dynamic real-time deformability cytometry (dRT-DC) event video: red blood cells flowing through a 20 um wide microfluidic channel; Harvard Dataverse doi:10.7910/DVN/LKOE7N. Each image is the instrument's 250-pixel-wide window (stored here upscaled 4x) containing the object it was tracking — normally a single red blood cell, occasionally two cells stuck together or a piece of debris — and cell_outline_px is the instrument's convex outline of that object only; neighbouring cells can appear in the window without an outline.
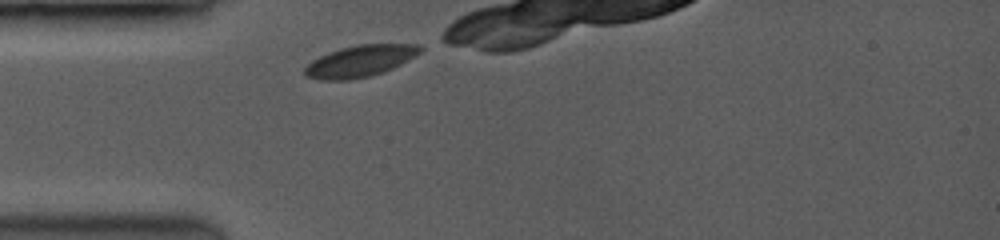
{"species": "common noctule bat (a hibernating species)", "species_latin": "Nyctalus noctula", "temperature_condition": "room temperature", "stored_images_in_passage": 37, "camera_frame_rate_fps": 3500, "um_per_image_px": 0.085, "animal": {"sex": "female", "body_mass_g": 19.0, "forearm_length_mm": 53.3}, "frame": {"image": 1, "passage_image": 1, "time_ms": 0.0, "image_size_px": [1000, 240], "cell_outline_px": [[424, 48], [420, 52], [392, 68], [368, 76], [348, 80], [324, 80], [304, 76], [304, 68], [312, 60], [328, 52], [340, 48], [356, 44], [420, 44]], "centroid_in_image_um": [30.57, 5.18], "position_along_channel_um": 54.4, "area_um2": 20.98}}
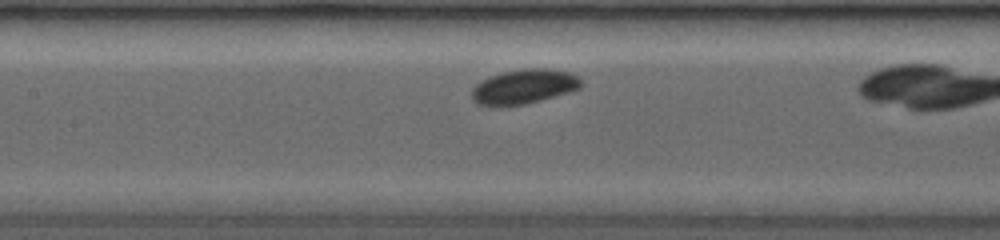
{"frame": {"image": 2, "passage_image": 13, "time_ms": 2.857, "image_size_px": [1000, 240], "cell_outline_px": [[580, 88], [524, 104], [480, 104], [472, 96], [472, 88], [480, 80], [488, 76], [500, 72], [524, 68], [548, 68], [572, 72], [580, 80]], "centroid_in_image_um": [44.53, 7.3], "position_along_channel_um": 162.9, "area_um2": 21.44}}
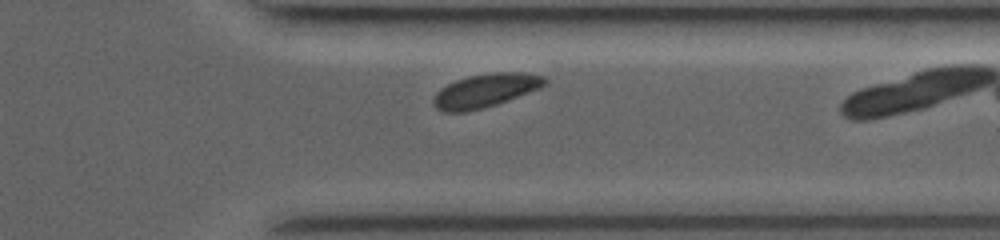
{"frame": {"image": 3, "passage_image": 35, "time_ms": 8.0, "image_size_px": [1000, 240], "cell_outline_px": [[548, 80], [540, 88], [508, 100], [484, 108], [468, 112], [444, 112], [436, 108], [432, 104], [432, 100], [436, 92], [440, 88], [456, 80], [468, 76], [496, 72], [520, 72], [544, 76]], "centroid_in_image_um": [41.22, 7.71], "position_along_channel_um": 370.2, "area_um2": 21.79}}